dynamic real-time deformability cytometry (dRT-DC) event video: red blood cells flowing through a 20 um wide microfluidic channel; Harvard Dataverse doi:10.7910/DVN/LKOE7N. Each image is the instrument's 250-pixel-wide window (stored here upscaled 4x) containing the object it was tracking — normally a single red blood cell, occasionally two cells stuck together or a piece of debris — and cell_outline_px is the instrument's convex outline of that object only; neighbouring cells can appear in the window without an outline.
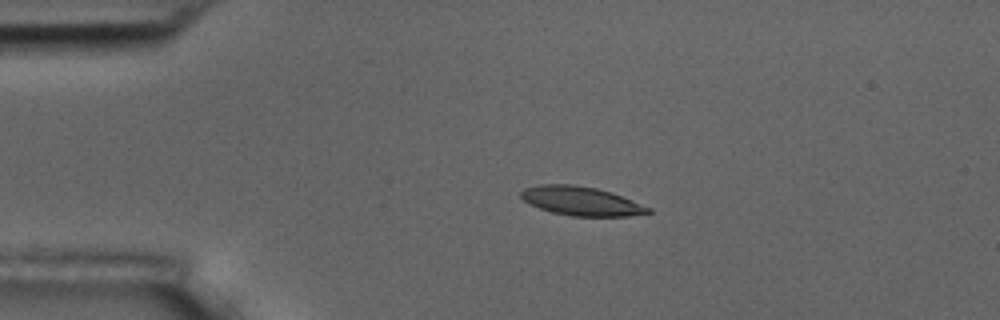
{"species": "common noctule bat (a hibernating species)", "species_latin": "Nyctalus noctula", "temperature_condition": "room temperature", "stored_images_in_passage": 3, "camera_frame_rate_fps": 3000, "um_per_image_px": 0.085, "animal": {"sex": "male", "body_mass_g": 17.5, "forearm_length_mm": 52.3}, "frame": {"image": 1, "passage_image": 2, "time_ms": 2.0, "image_size_px": [1000, 320], "cell_outline_px": [[652, 212], [628, 216], [572, 216], [552, 212], [540, 208], [524, 200], [520, 196], [520, 192], [524, 188], [540, 184], [576, 184], [596, 188], [632, 200], [652, 208]], "centroid_in_image_um": [49.39, 17.08], "position_along_channel_um": 35.6, "area_um2": 21.27}}